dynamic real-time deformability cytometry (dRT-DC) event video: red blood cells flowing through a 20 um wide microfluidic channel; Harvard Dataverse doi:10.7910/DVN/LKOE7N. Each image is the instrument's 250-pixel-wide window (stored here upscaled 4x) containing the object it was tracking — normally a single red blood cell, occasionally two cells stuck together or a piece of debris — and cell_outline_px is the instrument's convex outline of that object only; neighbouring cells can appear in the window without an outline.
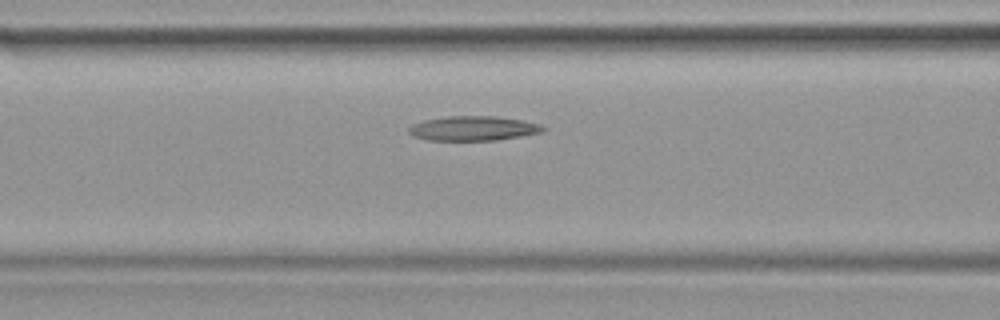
{"species": "common noctule bat (a hibernating species)", "species_latin": "Nyctalus noctula", "temperature_condition": "warm", "stored_images_in_passage": 21, "camera_frame_rate_fps": 3000, "um_per_image_px": 0.085, "animal": {"sex": "female", "body_mass_g": 19.9}, "frame": {"image": 1, "passage_image": 5, "time_ms": 1.333, "image_size_px": [1000, 320], "cell_outline_px": [[544, 132], [496, 140], [428, 140], [412, 136], [408, 132], [408, 128], [412, 124], [424, 120], [448, 116], [496, 116], [524, 120], [540, 124], [544, 128]], "centroid_in_image_um": [40.21, 10.91], "position_along_channel_um": 126.4, "area_um2": 19.25}}
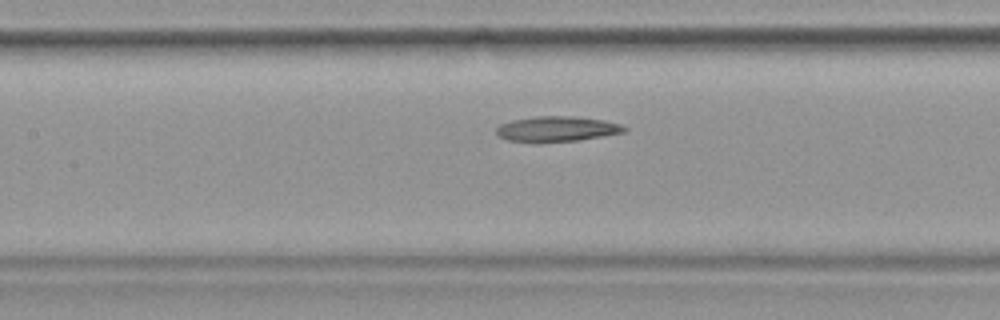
{"frame": {"image": 2, "passage_image": 7, "time_ms": 2.0, "image_size_px": [1000, 320], "cell_outline_px": [[628, 128], [624, 132], [604, 136], [580, 140], [540, 144], [532, 144], [508, 140], [496, 136], [496, 128], [500, 124], [512, 120], [536, 116], [572, 116], [604, 120], [620, 124]], "centroid_in_image_um": [47.28, 10.99], "position_along_channel_um": 160.1, "area_um2": 19.48}}